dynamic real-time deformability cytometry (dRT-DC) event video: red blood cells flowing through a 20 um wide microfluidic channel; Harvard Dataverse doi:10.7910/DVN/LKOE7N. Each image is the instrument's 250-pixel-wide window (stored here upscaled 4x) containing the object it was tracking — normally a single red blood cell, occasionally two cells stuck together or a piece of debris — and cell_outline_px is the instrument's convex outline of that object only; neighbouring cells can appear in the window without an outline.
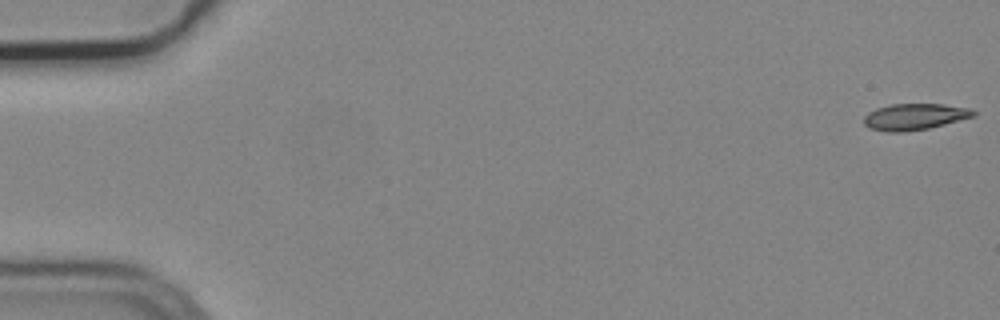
{"species": "common noctule bat (a hibernating species)", "species_latin": "Nyctalus noctula", "temperature_condition": "cold", "stored_images_in_passage": 7, "camera_frame_rate_fps": 3000, "um_per_image_px": 0.085, "animal": {"sex": "male", "body_mass_g": 19.2, "forearm_length_mm": 51.8}, "frame": {"image": 1, "passage_image": 1, "time_ms": 0.0, "image_size_px": [1000, 320], "cell_outline_px": [[976, 116], [928, 128], [904, 132], [888, 132], [868, 128], [864, 124], [864, 116], [868, 112], [876, 108], [892, 104], [944, 104], [972, 108], [976, 112]], "centroid_in_image_um": [77.75, 9.92], "position_along_channel_um": 7.3, "area_um2": 16.94}}
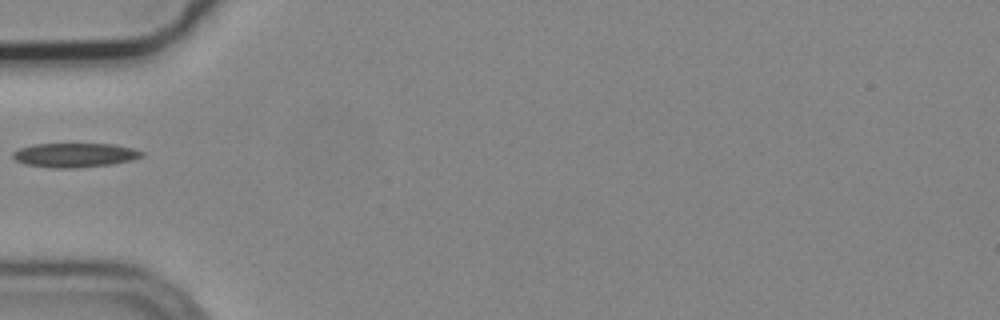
{"frame": {"image": 2, "passage_image": 6, "time_ms": 1.667, "image_size_px": [1000, 320], "cell_outline_px": [[144, 156], [132, 160], [112, 164], [76, 168], [48, 168], [24, 164], [16, 160], [12, 156], [12, 152], [20, 148], [32, 144], [112, 144], [132, 148], [144, 152]], "centroid_in_image_um": [6.34, 13.19], "position_along_channel_um": 78.7, "area_um2": 18.32}}
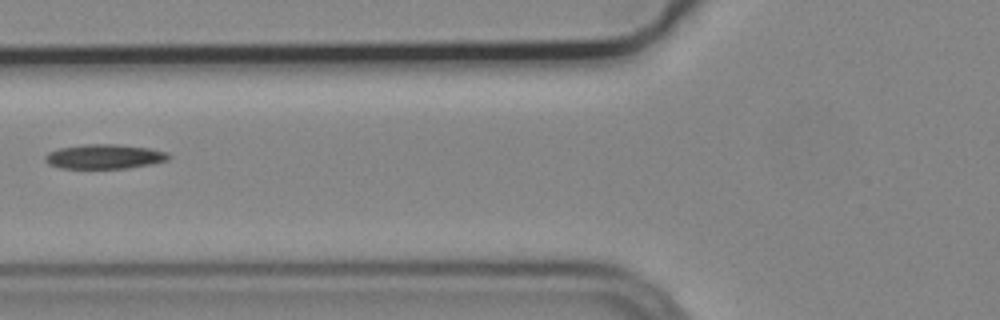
{"frame": {"image": 3, "passage_image": 7, "time_ms": 2.0, "image_size_px": [1000, 320], "cell_outline_px": [[172, 156], [168, 160], [152, 164], [128, 168], [60, 168], [48, 164], [44, 160], [44, 156], [48, 152], [60, 148], [84, 144], [116, 144], [148, 148], [168, 152]], "centroid_in_image_um": [8.88, 13.31], "position_along_channel_um": 116.9, "area_um2": 17.74}}